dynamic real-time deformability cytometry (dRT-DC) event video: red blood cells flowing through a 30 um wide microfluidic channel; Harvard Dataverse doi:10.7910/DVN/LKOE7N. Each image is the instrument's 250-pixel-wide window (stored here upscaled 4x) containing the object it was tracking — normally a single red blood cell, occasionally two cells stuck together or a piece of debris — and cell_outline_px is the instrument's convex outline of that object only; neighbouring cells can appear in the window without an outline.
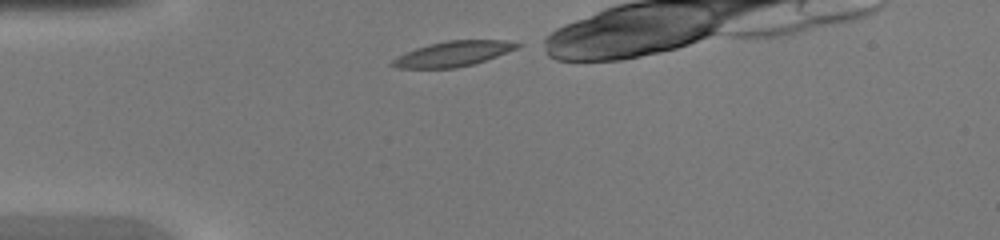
{"species": "common noctule bat (a hibernating species)", "species_latin": "Nyctalus noctula", "temperature_condition": "warm", "stored_images_in_passage": 27, "camera_frame_rate_fps": 3000, "um_per_image_px": 0.085, "animal": {"sex": "female", "body_mass_g": 20.0, "forearm_length_mm": 54.0}, "frame": {"image": 1, "passage_image": 1, "time_ms": 0.0, "image_size_px": [1000, 240], "cell_outline_px": [[524, 44], [516, 48], [496, 56], [472, 64], [456, 68], [396, 68], [388, 64], [396, 56], [416, 48], [428, 44], [448, 40], [504, 40]], "centroid_in_image_um": [38.45, 4.57], "position_along_channel_um": 46.5, "area_um2": 18.21}}
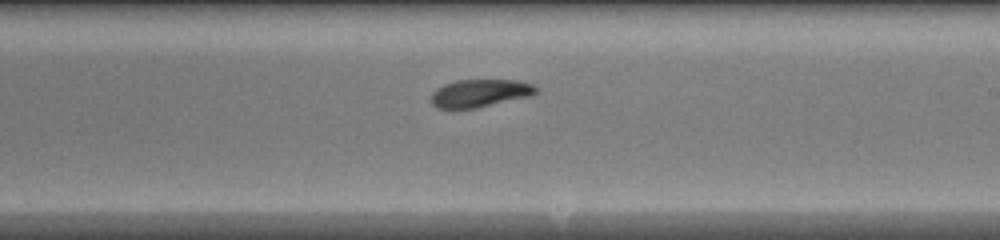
{"frame": {"image": 2, "passage_image": 16, "time_ms": 5.0, "image_size_px": [1000, 240], "cell_outline_px": [[536, 92], [532, 96], [476, 108], [436, 108], [432, 104], [432, 92], [436, 88], [444, 84], [456, 80], [520, 80], [532, 84], [536, 88]], "centroid_in_image_um": [40.8, 7.91], "position_along_channel_um": 248.2, "area_um2": 16.99}}
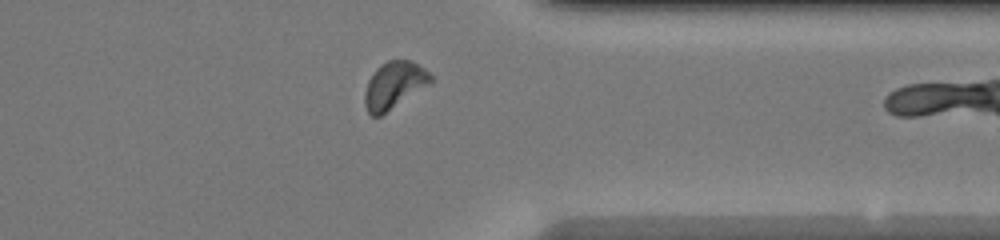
{"frame": {"image": 3, "passage_image": 25, "time_ms": 8.0, "image_size_px": [1000, 240], "cell_outline_px": [[432, 80], [428, 84], [380, 116], [372, 116], [368, 112], [364, 104], [364, 92], [368, 80], [376, 68], [380, 64], [388, 60], [408, 60], [424, 68], [432, 76]], "centroid_in_image_um": [33.45, 7.23], "position_along_channel_um": 378.0, "area_um2": 17.69}}